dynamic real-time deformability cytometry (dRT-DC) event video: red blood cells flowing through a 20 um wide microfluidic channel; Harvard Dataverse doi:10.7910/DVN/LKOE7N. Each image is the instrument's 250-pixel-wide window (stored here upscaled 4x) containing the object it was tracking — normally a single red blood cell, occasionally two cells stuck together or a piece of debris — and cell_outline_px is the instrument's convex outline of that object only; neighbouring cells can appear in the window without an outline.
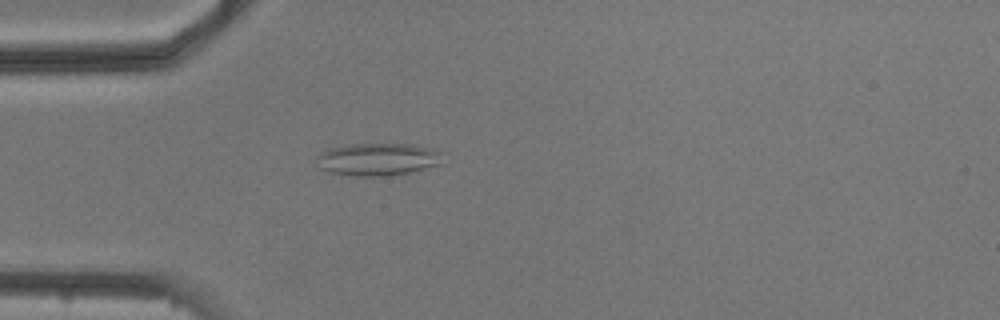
{"species": "common noctule bat (a hibernating species)", "species_latin": "Nyctalus noctula", "temperature_condition": "cold", "stored_images_in_passage": 4, "camera_frame_rate_fps": 3000, "um_per_image_px": 0.085, "animal": {"sex": "male", "body_mass_g": 20.5, "forearm_length_mm": 52.5}, "frame": {"image": 1, "passage_image": 4, "time_ms": 4.0, "image_size_px": [1000, 320], "cell_outline_px": [[448, 152], [444, 164], [392, 176], [356, 176], [328, 172], [320, 168], [316, 156], [328, 148], [344, 144], [412, 144], [432, 148]], "centroid_in_image_um": [32.23, 13.53], "position_along_channel_um": 52.8, "area_um2": 24.68}}